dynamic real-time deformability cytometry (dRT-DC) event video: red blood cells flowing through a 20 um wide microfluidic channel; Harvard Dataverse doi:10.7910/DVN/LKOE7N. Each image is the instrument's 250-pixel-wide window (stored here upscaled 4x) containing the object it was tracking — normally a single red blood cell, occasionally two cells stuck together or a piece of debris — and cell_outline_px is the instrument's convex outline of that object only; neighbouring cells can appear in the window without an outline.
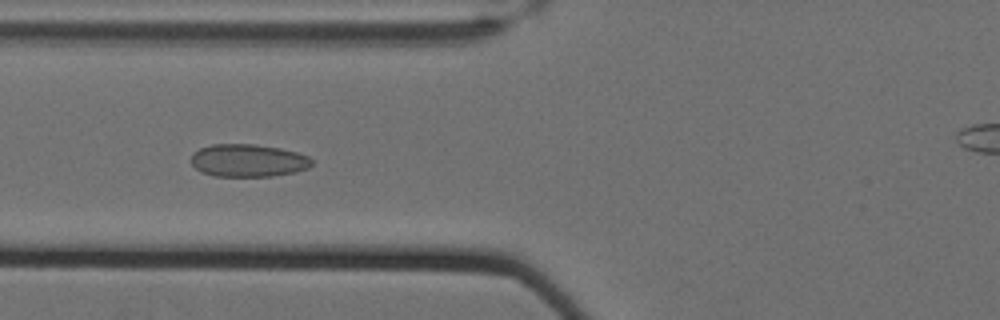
{"species": "Egyptian fruit bat (a non-hibernating species)", "species_latin": "Rousettus aegyptiacus", "temperature_condition": "cold", "stored_images_in_passage": 47, "camera_frame_rate_fps": 3000, "um_per_image_px": 0.085, "animal": {"sex": "female"}, "frame": {"image": 1, "passage_image": 12, "time_ms": 3.667, "image_size_px": [1000, 320], "cell_outline_px": [[312, 164], [308, 168], [296, 172], [272, 176], [212, 176], [200, 172], [192, 164], [192, 152], [200, 148], [212, 144], [256, 144], [280, 148], [296, 152], [308, 156], [312, 160]], "centroid_in_image_um": [21.08, 13.64], "position_along_channel_um": 104.7, "area_um2": 23.12}}
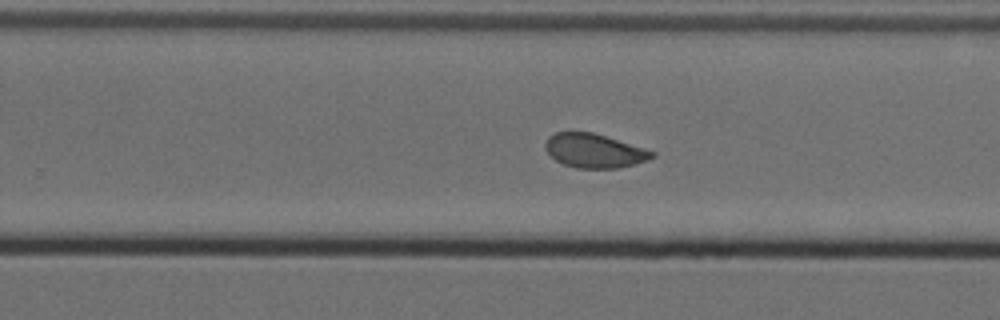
{"frame": {"image": 2, "passage_image": 27, "time_ms": 8.667, "image_size_px": [1000, 320], "cell_outline_px": [[656, 156], [648, 160], [636, 164], [616, 168], [576, 168], [564, 164], [556, 160], [544, 148], [544, 144], [548, 136], [556, 132], [592, 132], [656, 152]], "centroid_in_image_um": [50.51, 12.82], "position_along_channel_um": 279.3, "area_um2": 21.04}}
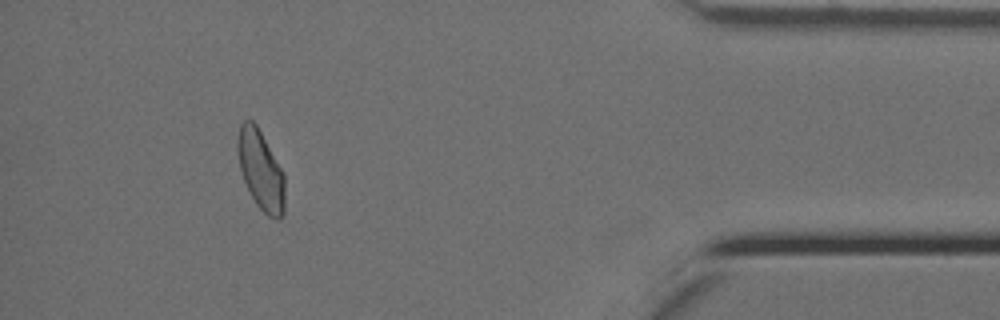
{"frame": {"image": 3, "passage_image": 42, "time_ms": 13.667, "image_size_px": [1000, 320], "cell_outline_px": [[284, 212], [280, 220], [276, 220], [268, 216], [256, 204], [244, 180], [240, 168], [240, 124], [244, 120], [252, 120], [256, 124], [284, 172]], "centroid_in_image_um": [22.23, 14.53], "position_along_channel_um": 413.0, "area_um2": 21.15}, "authors_computed_cell_mechanics": {"area_um2": 21.9062, "velocity_mm_per_s": 3.4973, "shape_relaxation_time_tau1_ms": null, "shape_relaxation_time_tau2_ms": 0.7998, "deformation_change_tau1": null, "deformation_change_tau2": 0.0626}}